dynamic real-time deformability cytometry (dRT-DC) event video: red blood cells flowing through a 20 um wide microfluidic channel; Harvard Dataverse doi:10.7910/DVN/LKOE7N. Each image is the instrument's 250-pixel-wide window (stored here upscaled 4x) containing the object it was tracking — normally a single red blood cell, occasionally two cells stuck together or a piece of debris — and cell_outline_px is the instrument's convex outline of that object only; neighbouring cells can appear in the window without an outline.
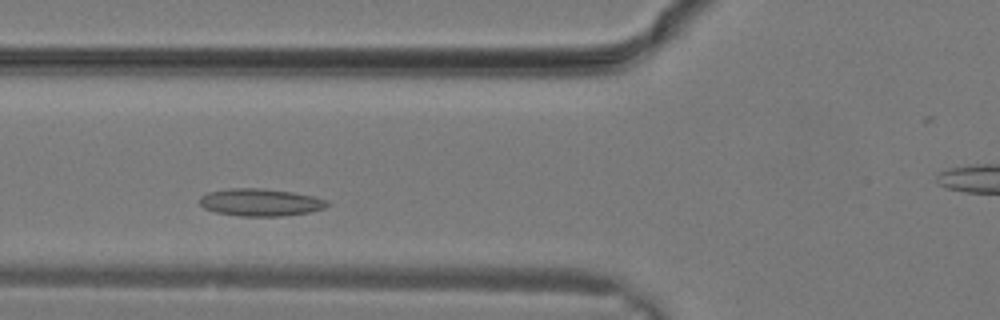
{"species": "common noctule bat (a hibernating species)", "species_latin": "Nyctalus noctula", "temperature_condition": "warm", "stored_images_in_passage": 17, "camera_frame_rate_fps": 3000, "um_per_image_px": 0.085, "animal": {"sex": "male", "body_mass_g": 19.2, "forearm_length_mm": 51.8}, "frame": {"image": 1, "passage_image": 8, "time_ms": 2.333, "image_size_px": [1000, 320], "cell_outline_px": [[332, 204], [324, 208], [308, 212], [280, 216], [240, 216], [216, 212], [204, 208], [200, 204], [200, 196], [208, 192], [228, 188], [264, 188], [292, 192], [312, 196], [328, 200]], "centroid_in_image_um": [22.14, 17.19], "position_along_channel_um": 103.7, "area_um2": 20.4}}
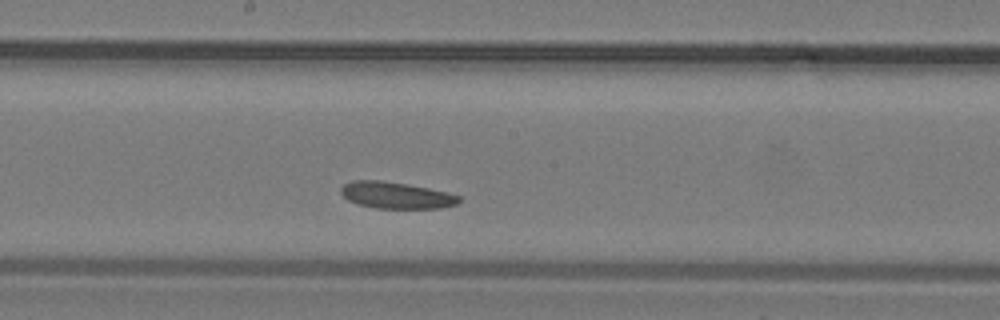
{"frame": {"image": 2, "passage_image": 13, "time_ms": 4.0, "image_size_px": [1000, 320], "cell_outline_px": [[460, 200], [456, 204], [440, 208], [376, 208], [360, 204], [348, 200], [340, 192], [340, 188], [344, 184], [352, 180], [380, 180], [428, 188], [448, 192], [460, 196]], "centroid_in_image_um": [33.66, 16.59], "position_along_channel_um": 214.5, "area_um2": 18.09}}
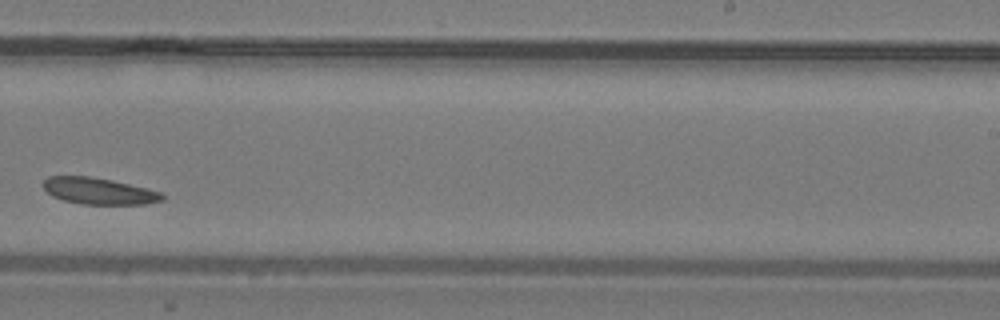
{"frame": {"image": 3, "passage_image": 16, "time_ms": 5.0, "image_size_px": [1000, 320], "cell_outline_px": [[164, 200], [148, 204], [80, 204], [64, 200], [52, 196], [44, 188], [44, 180], [48, 176], [92, 176], [112, 180], [164, 192]], "centroid_in_image_um": [8.45, 16.24], "position_along_channel_um": 280.6, "area_um2": 18.5}}